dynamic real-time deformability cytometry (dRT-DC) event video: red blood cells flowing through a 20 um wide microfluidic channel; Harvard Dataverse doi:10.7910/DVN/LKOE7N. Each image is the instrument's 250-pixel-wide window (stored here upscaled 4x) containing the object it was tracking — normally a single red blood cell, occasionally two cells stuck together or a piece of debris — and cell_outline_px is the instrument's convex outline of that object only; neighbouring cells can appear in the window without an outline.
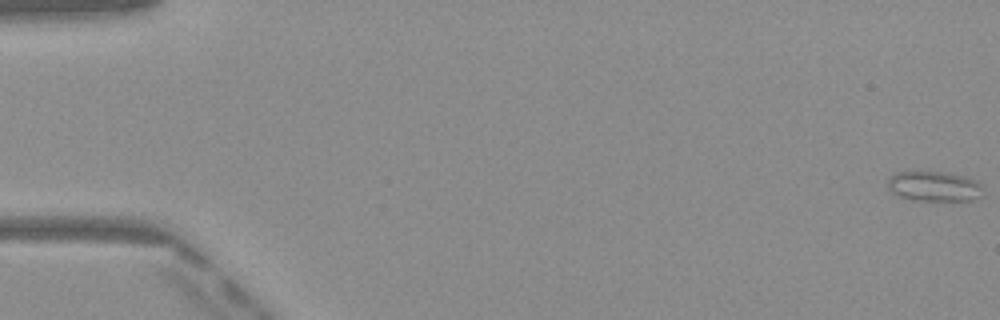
{"species": "Egyptian fruit bat (a non-hibernating species)", "species_latin": "Rousettus aegyptiacus", "temperature_condition": "warm", "stored_images_in_passage": 52, "camera_frame_rate_fps": 3000, "um_per_image_px": 0.085, "frame": {"image": 1, "passage_image": 1, "time_ms": 0.0, "image_size_px": [1000, 320], "cell_outline_px": [[984, 196], [972, 200], [912, 200], [900, 196], [892, 192], [888, 188], [888, 180], [896, 172], [944, 172], [964, 176], [976, 180], [984, 184]], "centroid_in_image_um": [79.49, 15.84], "position_along_channel_um": 5.5, "area_um2": 16.82}}
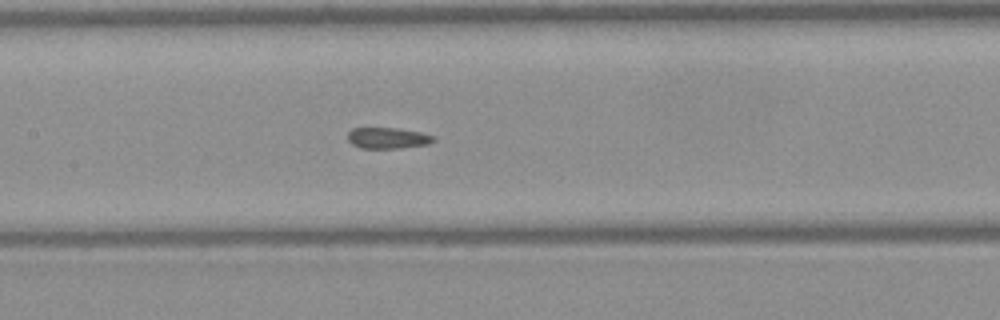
{"frame": {"image": 2, "passage_image": 25, "time_ms": 8.0, "image_size_px": [1000, 320], "cell_outline_px": [[436, 140], [428, 144], [400, 148], [360, 148], [352, 144], [348, 140], [348, 132], [352, 128], [396, 128], [420, 132], [432, 136]], "centroid_in_image_um": [32.93, 11.73], "position_along_channel_um": 174.5, "area_um2": 10.46}}
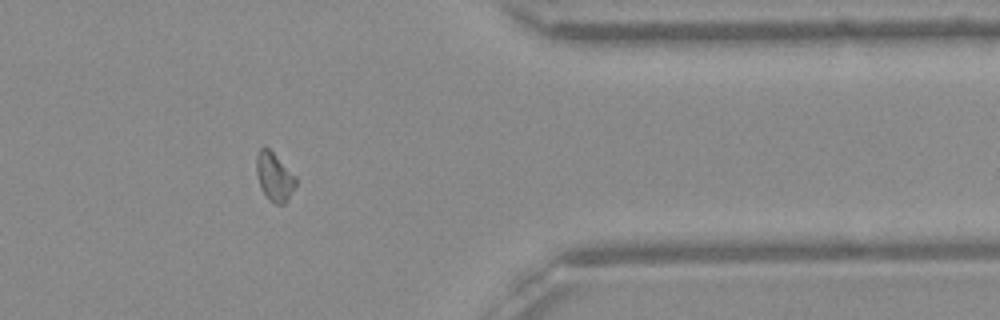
{"frame": {"image": 3, "passage_image": 42, "time_ms": 13.667, "image_size_px": [1000, 320], "cell_outline_px": [[296, 184], [288, 200], [284, 204], [276, 204], [260, 188], [256, 172], [256, 156], [260, 148], [268, 148], [296, 176]], "centroid_in_image_um": [23.32, 15.02], "position_along_channel_um": 388.1, "area_um2": 10.87}, "authors_computed_cell_mechanics": {"area_um2": 11.2421, "velocity_mm_per_s": 4.072, "shape_relaxation_time_tau1_ms": null, "shape_relaxation_time_tau2_ms": 2.4203, "deformation_change_tau1": null, "deformation_change_tau2": 0.0868}}